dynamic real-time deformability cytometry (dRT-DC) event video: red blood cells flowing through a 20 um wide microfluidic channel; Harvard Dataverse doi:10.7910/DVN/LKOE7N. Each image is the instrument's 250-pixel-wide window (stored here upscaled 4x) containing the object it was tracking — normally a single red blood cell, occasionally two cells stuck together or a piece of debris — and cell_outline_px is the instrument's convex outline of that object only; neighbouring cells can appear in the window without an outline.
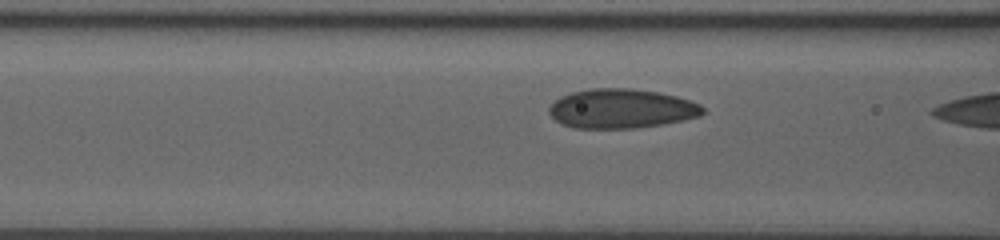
{"species": "human", "species_latin": "Homo sapiens", "temperature_condition": "room temperature", "stored_images_in_passage": 6, "camera_frame_rate_fps": 3000, "um_per_image_px": 0.085, "donor": {"sex": "male"}, "frame": {"image": 1, "passage_image": 4, "time_ms": 1.333, "image_size_px": [1000, 240], "cell_outline_px": [[704, 112], [700, 116], [684, 120], [660, 124], [632, 128], [572, 128], [560, 124], [548, 112], [548, 108], [560, 96], [572, 92], [588, 88], [632, 88], [656, 92], [676, 96], [700, 104], [704, 108]], "centroid_in_image_um": [52.79, 9.23], "position_along_channel_um": 113.8, "area_um2": 35.26}}